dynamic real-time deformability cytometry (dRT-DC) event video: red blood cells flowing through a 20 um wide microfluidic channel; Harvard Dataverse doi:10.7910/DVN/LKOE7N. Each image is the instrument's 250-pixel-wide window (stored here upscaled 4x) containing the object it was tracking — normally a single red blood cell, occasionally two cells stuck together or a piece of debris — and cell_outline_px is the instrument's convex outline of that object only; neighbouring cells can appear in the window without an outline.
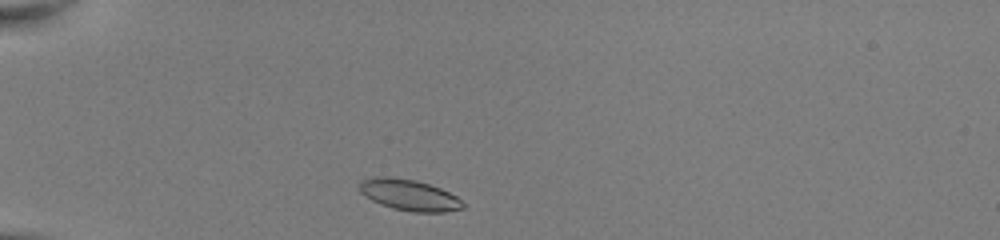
{"species": "common noctule bat (a hibernating species)", "species_latin": "Nyctalus noctula", "temperature_condition": "room temperature", "stored_images_in_passage": 38, "camera_frame_rate_fps": 3000, "um_per_image_px": 0.085, "animal": {"sex": "female", "body_mass_g": 22.0, "forearm_length_mm": 56.7}, "frame": {"image": 1, "passage_image": 2, "time_ms": 0.333, "image_size_px": [1000, 240], "cell_outline_px": [[464, 208], [444, 212], [412, 212], [392, 208], [380, 204], [364, 196], [360, 192], [360, 184], [364, 180], [384, 176], [388, 176], [416, 180], [440, 188], [456, 196], [464, 204]], "centroid_in_image_um": [34.79, 16.59], "position_along_channel_um": 50.2, "area_um2": 18.55}}
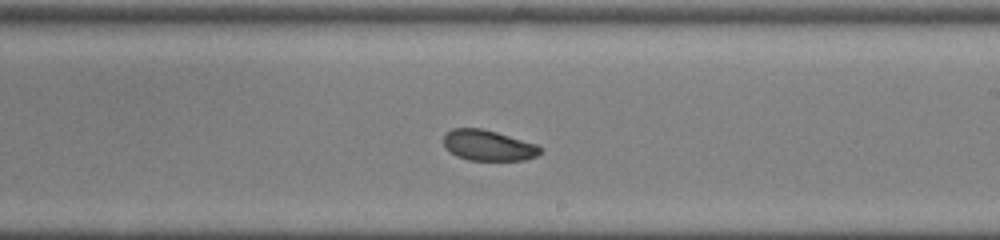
{"frame": {"image": 2, "passage_image": 19, "time_ms": 6.0, "image_size_px": [1000, 240], "cell_outline_px": [[540, 152], [536, 156], [524, 160], [468, 160], [456, 156], [444, 148], [444, 136], [452, 128], [480, 128], [496, 132], [536, 144], [540, 148]], "centroid_in_image_um": [41.45, 12.36], "position_along_channel_um": 247.5, "area_um2": 17.11}}
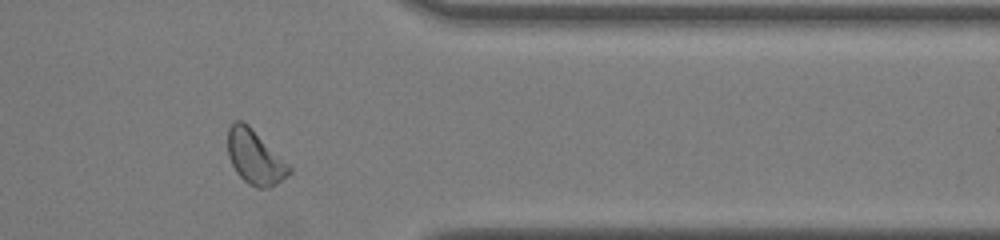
{"frame": {"image": 3, "passage_image": 30, "time_ms": 9.667, "image_size_px": [1000, 240], "cell_outline_px": [[292, 172], [276, 184], [268, 188], [256, 188], [248, 184], [236, 172], [228, 156], [228, 128], [236, 120], [240, 120], [248, 124], [292, 168]], "centroid_in_image_um": [21.66, 13.37], "position_along_channel_um": 389.7, "area_um2": 19.19}, "authors_computed_cell_mechanics": {"area_um2": 18.6983, "velocity_mm_per_s": 4.0271, "shape_relaxation_time_tau1_ms": 2.4229, "shape_relaxation_time_tau2_ms": 2.7364, "deformation_change_tau1": 0.0737, "deformation_change_tau2": 0.073}}